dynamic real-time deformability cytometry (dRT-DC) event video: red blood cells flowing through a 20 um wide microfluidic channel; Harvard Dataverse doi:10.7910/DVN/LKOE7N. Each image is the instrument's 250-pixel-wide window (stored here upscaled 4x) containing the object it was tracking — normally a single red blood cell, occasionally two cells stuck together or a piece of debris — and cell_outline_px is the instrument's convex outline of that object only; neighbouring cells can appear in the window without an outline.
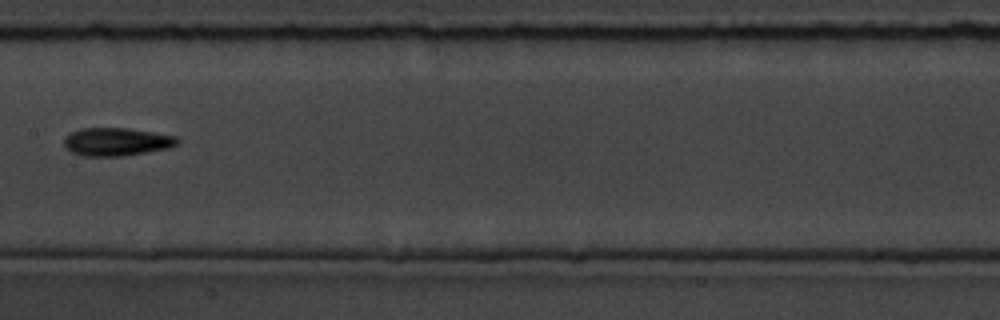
{"species": "common noctule bat (a hibernating species)", "species_latin": "Nyctalus noctula", "temperature_condition": "room temperature", "stored_images_in_passage": 9, "camera_frame_rate_fps": 3000, "um_per_image_px": 0.085, "animal": {"sex": "male", "body_mass_g": 19.5, "forearm_length_mm": 54.6}, "frame": {"image": 1, "passage_image": 6, "time_ms": 6.0, "image_size_px": [1000, 320], "cell_outline_px": [[180, 140], [176, 144], [168, 148], [120, 156], [84, 156], [72, 152], [64, 144], [64, 140], [72, 132], [80, 128], [128, 128], [176, 136]], "centroid_in_image_um": [9.91, 12.04], "position_along_channel_um": 197.5, "area_um2": 18.21}}
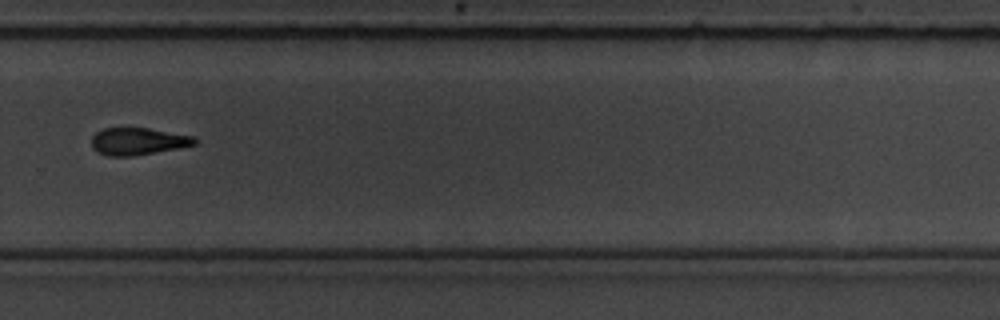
{"frame": {"image": 2, "passage_image": 9, "time_ms": 9.333, "image_size_px": [1000, 320], "cell_outline_px": [[196, 144], [180, 148], [132, 156], [108, 156], [96, 152], [92, 148], [92, 136], [96, 132], [104, 128], [148, 128], [196, 136]], "centroid_in_image_um": [11.73, 12.01], "position_along_channel_um": 318.1, "area_um2": 16.47}}